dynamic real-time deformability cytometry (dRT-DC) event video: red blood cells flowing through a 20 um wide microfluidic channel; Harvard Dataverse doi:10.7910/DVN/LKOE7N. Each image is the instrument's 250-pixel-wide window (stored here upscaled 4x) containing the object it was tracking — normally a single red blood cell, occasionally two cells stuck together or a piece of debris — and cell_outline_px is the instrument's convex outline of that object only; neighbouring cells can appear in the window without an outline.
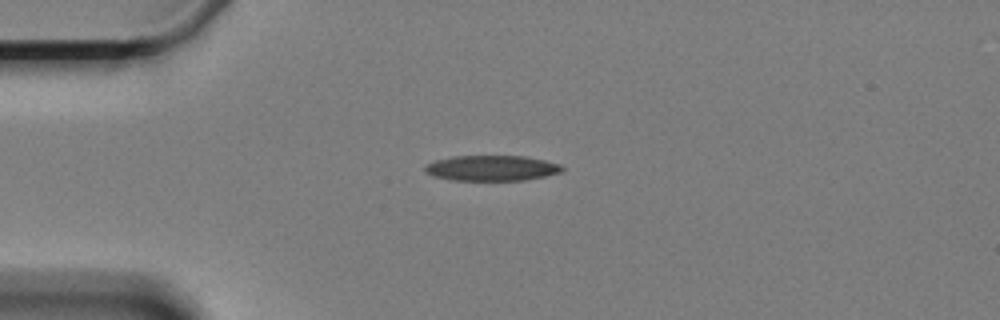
{"species": "Egyptian fruit bat (a non-hibernating species)", "species_latin": "Rousettus aegyptiacus", "temperature_condition": "cold", "stored_images_in_passage": 39, "camera_frame_rate_fps": 3000, "um_per_image_px": 0.085, "animal": {"sex": "female"}, "frame": {"image": 1, "passage_image": 1, "time_ms": 0.0, "image_size_px": [1000, 320], "cell_outline_px": [[564, 168], [560, 172], [544, 176], [524, 180], [448, 180], [432, 176], [424, 168], [428, 164], [436, 160], [452, 156], [524, 156], [544, 160], [560, 164]], "centroid_in_image_um": [41.78, 14.29], "position_along_channel_um": 43.2, "area_um2": 20.17}}
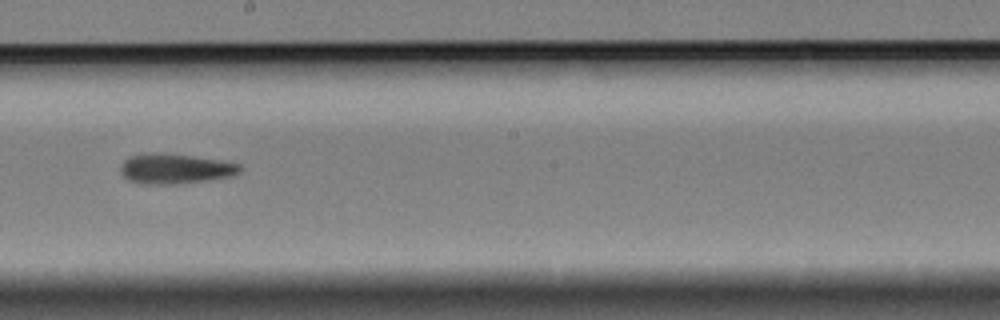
{"frame": {"image": 2, "passage_image": 20, "time_ms": 6.333, "image_size_px": [1000, 320], "cell_outline_px": [[244, 168], [240, 172], [232, 176], [208, 180], [172, 184], [140, 184], [128, 180], [120, 172], [120, 164], [128, 156], [144, 152], [160, 152], [192, 156], [220, 160], [240, 164]], "centroid_in_image_um": [14.85, 14.33], "position_along_channel_um": 233.3, "area_um2": 21.27}}
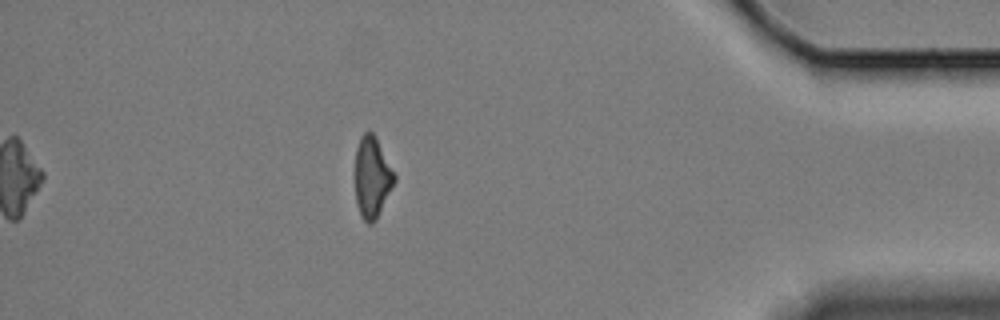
{"frame": {"image": 3, "passage_image": 39, "time_ms": 12.667, "image_size_px": [1000, 320], "cell_outline_px": [[396, 180], [376, 220], [372, 224], [368, 224], [360, 216], [356, 204], [356, 148], [360, 136], [364, 132], [372, 132], [376, 136], [396, 176]], "centroid_in_image_um": [31.63, 15.08], "position_along_channel_um": 403.6, "area_um2": 18.55}, "authors_computed_cell_mechanics": {"area_um2": 20.808, "velocity_mm_per_s": 3.3275, "shape_relaxation_time_tau1_ms": 8.8707, "shape_relaxation_time_tau2_ms": 8.3151, "deformation_change_tau1": 0.186, "deformation_change_tau2": 0.1713}}